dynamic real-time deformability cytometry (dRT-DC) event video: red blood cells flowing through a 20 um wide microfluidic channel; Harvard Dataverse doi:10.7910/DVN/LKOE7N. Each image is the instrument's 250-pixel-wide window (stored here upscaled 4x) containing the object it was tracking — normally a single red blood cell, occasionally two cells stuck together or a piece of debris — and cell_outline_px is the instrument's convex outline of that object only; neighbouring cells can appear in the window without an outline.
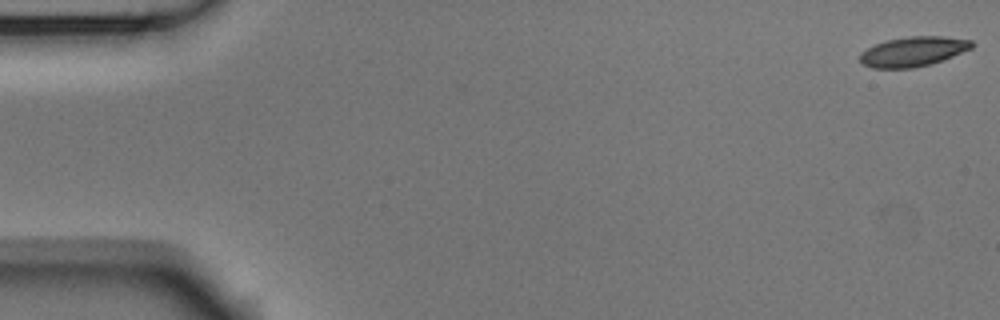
{"species": "Egyptian fruit bat (a non-hibernating species)", "species_latin": "Rousettus aegyptiacus", "temperature_condition": "room temperature", "stored_images_in_passage": 54, "camera_frame_rate_fps": 3000, "um_per_image_px": 0.085, "animal": {"sex": "male"}, "frame": {"image": 1, "passage_image": 1, "time_ms": 0.0, "image_size_px": [1000, 320], "cell_outline_px": [[976, 44], [972, 48], [932, 64], [912, 68], [872, 68], [864, 64], [860, 60], [860, 52], [876, 44], [888, 40], [908, 36], [944, 36], [972, 40]], "centroid_in_image_um": [77.65, 4.38], "position_along_channel_um": 7.4, "area_um2": 19.36}}
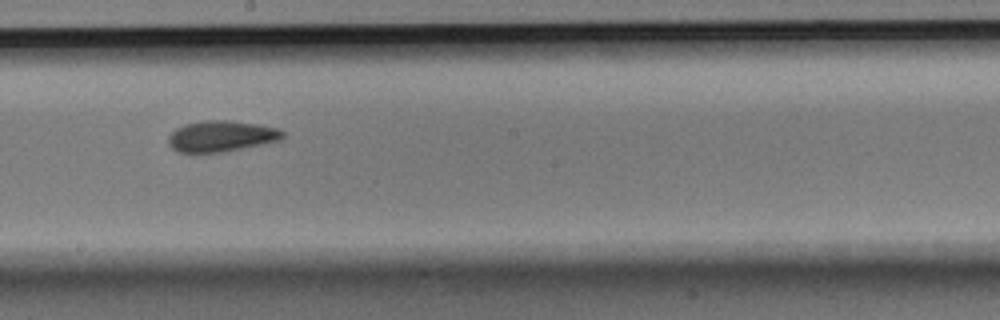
{"frame": {"image": 2, "passage_image": 30, "time_ms": 9.667, "image_size_px": [1000, 320], "cell_outline_px": [[284, 136], [280, 140], [224, 152], [180, 152], [172, 148], [168, 144], [168, 136], [176, 128], [184, 124], [204, 120], [224, 120], [256, 124], [276, 128], [284, 132]], "centroid_in_image_um": [18.78, 11.57], "position_along_channel_um": 229.4, "area_um2": 20.46}}
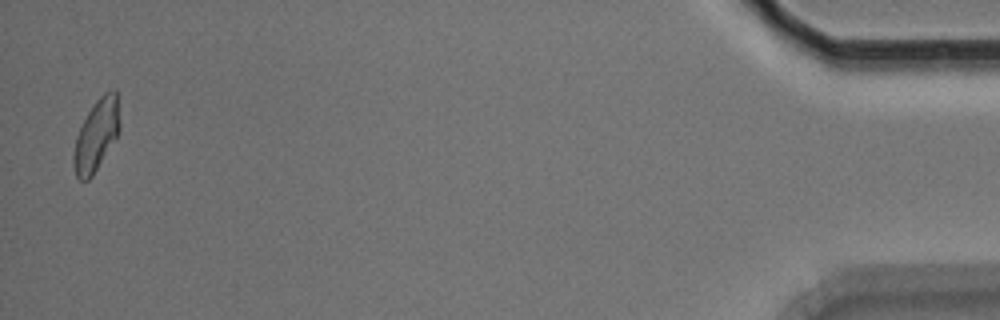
{"frame": {"image": 3, "passage_image": 53, "time_ms": 17.333, "image_size_px": [1000, 320], "cell_outline_px": [[120, 128], [116, 136], [92, 176], [88, 180], [80, 180], [76, 176], [72, 164], [72, 156], [76, 136], [88, 112], [96, 100], [104, 92], [112, 88], [116, 92], [120, 124]], "centroid_in_image_um": [8.16, 11.48], "position_along_channel_um": 427.0, "area_um2": 18.9}, "authors_computed_cell_mechanics": {"area_um2": 19.8254, "velocity_mm_per_s": 3.7461, "shape_relaxation_time_tau1_ms": 10.9505, "shape_relaxation_time_tau2_ms": 3.053, "deformation_change_tau1": 0.197, "deformation_change_tau2": 0.083}}